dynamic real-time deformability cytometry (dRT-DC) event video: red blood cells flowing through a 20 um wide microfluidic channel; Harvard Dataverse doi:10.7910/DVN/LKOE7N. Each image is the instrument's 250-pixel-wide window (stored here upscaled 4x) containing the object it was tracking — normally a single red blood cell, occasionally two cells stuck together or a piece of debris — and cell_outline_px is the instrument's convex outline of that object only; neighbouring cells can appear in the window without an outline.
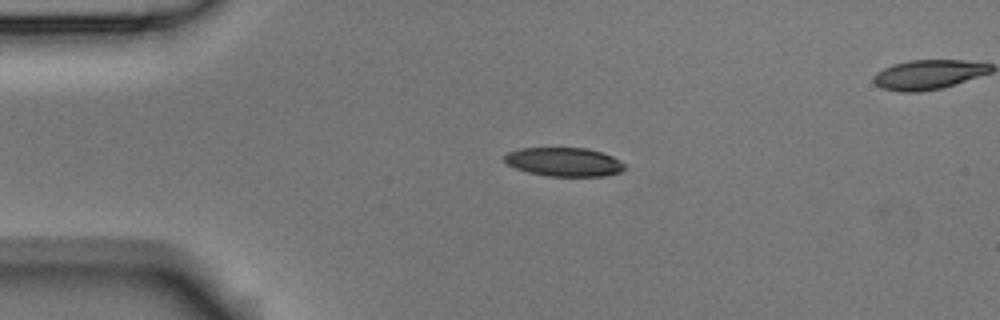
{"species": "Egyptian fruit bat (a non-hibernating species)", "species_latin": "Rousettus aegyptiacus", "temperature_condition": "room temperature", "stored_images_in_passage": 5, "segment_of_instrument_passage": [1, 2], "camera_frame_rate_fps": 3000, "um_per_image_px": 0.085, "animal": {"sex": "male"}, "frame": {"image": 1, "passage_image": 3, "time_ms": 0.667, "image_size_px": [1000, 320], "cell_outline_px": [[628, 168], [620, 172], [604, 176], [548, 176], [528, 172], [516, 168], [508, 164], [504, 160], [504, 156], [508, 152], [520, 148], [584, 148], [600, 152], [612, 156], [628, 164]], "centroid_in_image_um": [47.99, 13.77], "position_along_channel_um": 37.0, "area_um2": 20.23}}